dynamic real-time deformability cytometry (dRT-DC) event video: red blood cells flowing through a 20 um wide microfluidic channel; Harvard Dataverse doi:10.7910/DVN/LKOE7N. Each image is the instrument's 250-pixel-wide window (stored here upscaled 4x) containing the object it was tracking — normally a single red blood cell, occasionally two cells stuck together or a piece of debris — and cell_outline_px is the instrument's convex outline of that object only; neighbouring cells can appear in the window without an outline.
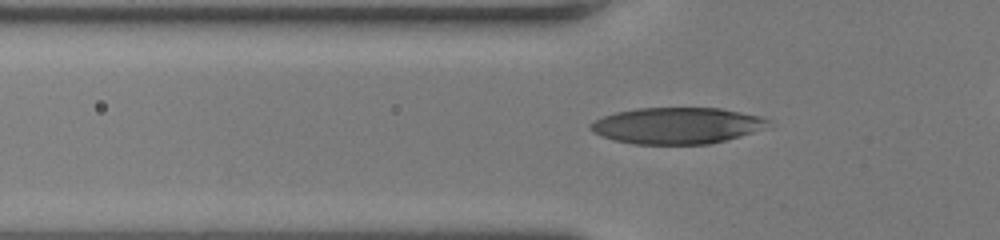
{"species": "human", "species_latin": "Homo sapiens", "temperature_condition": "room temperature", "stored_images_in_passage": 43, "camera_frame_rate_fps": 3000, "um_per_image_px": 0.085, "donor": {"sex": "female"}, "frame": {"image": 1, "passage_image": 15, "time_ms": 4.667, "image_size_px": [1000, 240], "cell_outline_px": [[772, 120], [760, 128], [752, 132], [740, 136], [708, 144], [632, 144], [612, 140], [600, 136], [592, 132], [588, 128], [588, 124], [604, 116], [616, 112], [636, 108], [720, 108], [760, 116]], "centroid_in_image_um": [57.45, 10.68], "position_along_channel_um": 68.3, "area_um2": 37.51}}
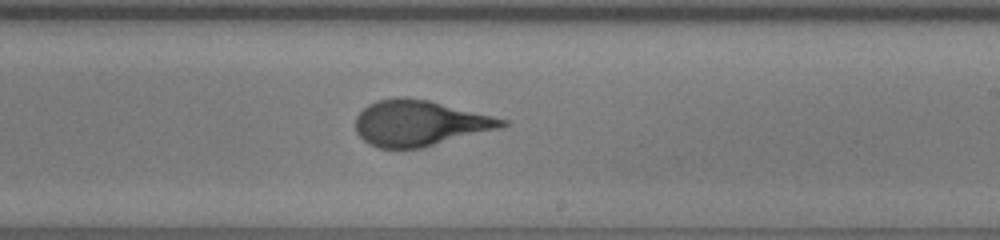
{"frame": {"image": 2, "passage_image": 28, "time_ms": 9.0, "image_size_px": [1000, 240], "cell_outline_px": [[508, 124], [500, 128], [424, 148], [380, 148], [368, 144], [356, 132], [356, 116], [368, 104], [376, 100], [396, 96], [400, 96], [428, 100], [508, 120]], "centroid_in_image_um": [35.64, 10.47], "position_along_channel_um": 253.4, "area_um2": 38.96}}
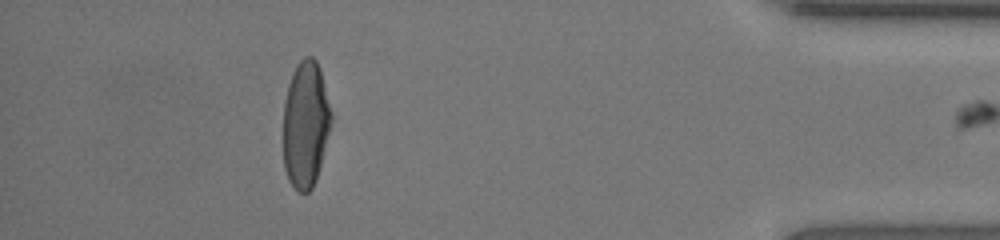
{"frame": {"image": 3, "passage_image": 42, "time_ms": 13.667, "image_size_px": [1000, 240], "cell_outline_px": [[332, 120], [316, 180], [312, 188], [308, 192], [300, 192], [288, 180], [284, 168], [284, 100], [288, 84], [296, 64], [304, 56], [312, 56], [316, 60], [320, 68], [332, 112]], "centroid_in_image_um": [25.97, 10.53], "position_along_channel_um": 409.2, "area_um2": 35.43}}